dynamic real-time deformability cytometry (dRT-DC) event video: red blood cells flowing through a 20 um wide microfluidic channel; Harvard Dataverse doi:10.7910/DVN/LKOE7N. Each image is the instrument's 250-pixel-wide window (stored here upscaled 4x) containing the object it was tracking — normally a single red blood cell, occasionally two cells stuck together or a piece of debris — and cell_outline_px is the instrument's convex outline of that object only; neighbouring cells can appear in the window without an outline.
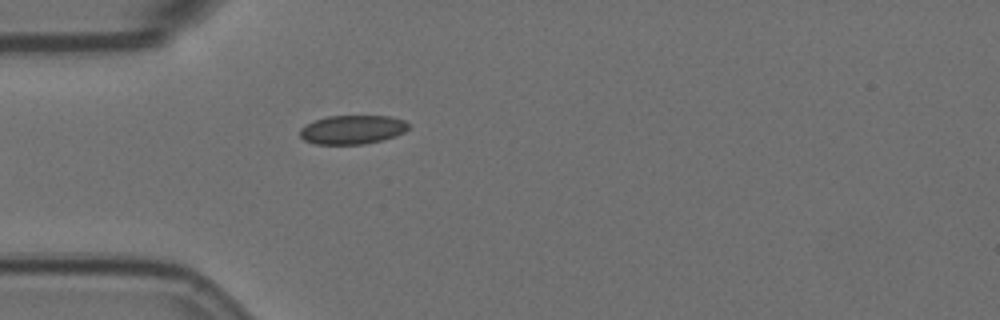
{"species": "Egyptian fruit bat (a non-hibernating species)", "species_latin": "Rousettus aegyptiacus", "temperature_condition": "room temperature", "stored_images_in_passage": 2, "camera_frame_rate_fps": 3000, "um_per_image_px": 0.085, "animal": {"sex": "female"}, "frame": {"image": 1, "passage_image": 2, "time_ms": 0.333, "image_size_px": [1000, 320], "cell_outline_px": [[408, 128], [404, 132], [396, 136], [384, 140], [364, 144], [316, 144], [304, 140], [300, 136], [300, 128], [316, 120], [328, 116], [388, 116], [404, 120], [408, 124]], "centroid_in_image_um": [29.97, 11.02], "position_along_channel_um": 55.0, "area_um2": 18.21}}